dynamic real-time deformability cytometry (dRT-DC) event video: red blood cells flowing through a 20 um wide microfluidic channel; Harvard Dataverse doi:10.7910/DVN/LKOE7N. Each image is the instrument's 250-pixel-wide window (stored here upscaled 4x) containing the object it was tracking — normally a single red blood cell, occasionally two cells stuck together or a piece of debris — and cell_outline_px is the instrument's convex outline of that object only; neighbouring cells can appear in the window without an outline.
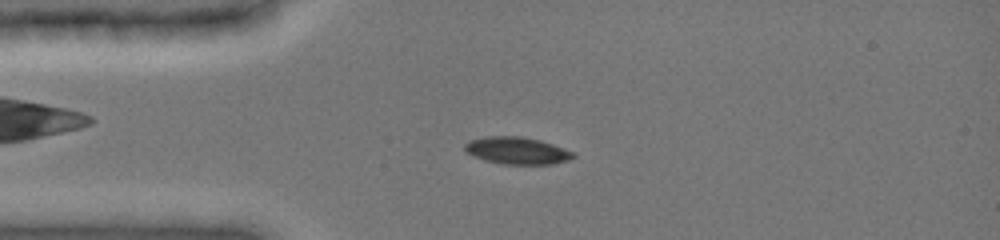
{"species": "common noctule bat (a hibernating species)", "species_latin": "Nyctalus noctula", "temperature_condition": "cold", "stored_images_in_passage": 17, "camera_frame_rate_fps": 3000, "um_per_image_px": 0.085, "animal": {"sex": "female", "body_mass_g": 19.0, "forearm_length_mm": 51.5}, "frame": {"image": 1, "passage_image": 7, "time_ms": 2.0, "image_size_px": [1000, 240], "cell_outline_px": [[576, 156], [568, 160], [552, 164], [504, 164], [484, 160], [468, 152], [464, 148], [464, 144], [472, 140], [488, 136], [520, 136], [540, 140], [552, 144], [572, 152]], "centroid_in_image_um": [43.96, 12.8], "position_along_channel_um": 41.0, "area_um2": 16.82}}
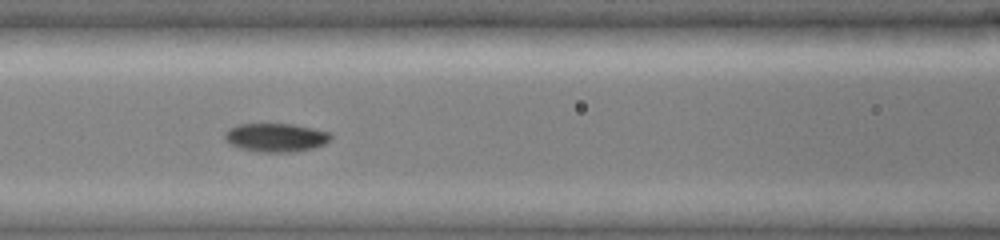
{"frame": {"image": 2, "passage_image": 13, "time_ms": 4.0, "image_size_px": [1000, 240], "cell_outline_px": [[332, 136], [324, 144], [312, 148], [292, 152], [260, 152], [240, 148], [232, 144], [224, 136], [224, 132], [228, 128], [240, 124], [292, 124], [332, 132]], "centroid_in_image_um": [23.46, 11.68], "position_along_channel_um": 143.1, "area_um2": 17.51}}
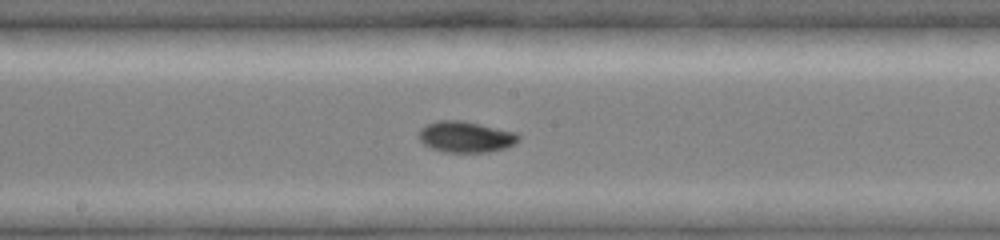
{"frame": {"image": 3, "passage_image": 16, "time_ms": 5.0, "image_size_px": [1000, 240], "cell_outline_px": [[520, 140], [516, 144], [508, 148], [488, 152], [448, 152], [432, 148], [424, 144], [420, 140], [420, 128], [428, 124], [440, 120], [464, 120], [516, 132], [520, 136]], "centroid_in_image_um": [39.66, 11.63], "position_along_channel_um": 208.5, "area_um2": 18.15}}